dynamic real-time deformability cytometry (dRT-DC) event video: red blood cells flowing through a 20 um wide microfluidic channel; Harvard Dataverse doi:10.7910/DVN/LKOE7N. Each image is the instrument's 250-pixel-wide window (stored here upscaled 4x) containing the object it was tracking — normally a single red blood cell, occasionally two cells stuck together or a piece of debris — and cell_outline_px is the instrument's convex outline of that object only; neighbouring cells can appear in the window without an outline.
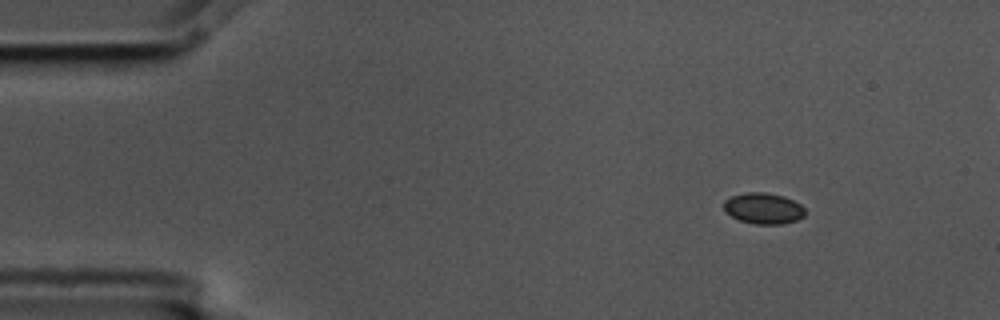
{"species": "common noctule bat (a hibernating species)", "species_latin": "Nyctalus noctula", "temperature_condition": "cold", "stored_images_in_passage": 8, "camera_frame_rate_fps": 3000, "um_per_image_px": 0.085, "animal": {"sex": "male", "body_mass_g": 17.5, "forearm_length_mm": 52.3}, "frame": {"image": 1, "passage_image": 1, "time_ms": 0.0, "image_size_px": [1000, 320], "cell_outline_px": [[804, 216], [796, 220], [780, 224], [756, 224], [740, 220], [724, 212], [724, 200], [732, 196], [744, 192], [764, 192], [784, 196], [800, 204], [804, 208]], "centroid_in_image_um": [64.87, 17.7], "position_along_channel_um": 20.1, "area_um2": 14.62}}